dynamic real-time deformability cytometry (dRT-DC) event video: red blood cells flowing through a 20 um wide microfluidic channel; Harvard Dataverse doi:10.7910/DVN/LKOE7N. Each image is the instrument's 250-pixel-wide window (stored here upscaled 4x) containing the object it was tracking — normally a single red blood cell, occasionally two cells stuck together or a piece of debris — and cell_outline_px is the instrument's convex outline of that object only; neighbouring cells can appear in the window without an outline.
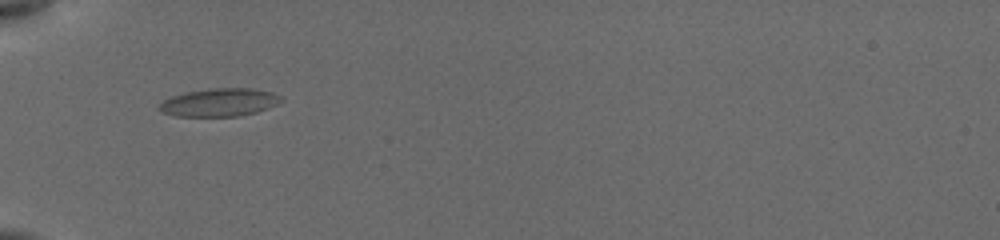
{"species": "common noctule bat (a hibernating species)", "species_latin": "Nyctalus noctula", "temperature_condition": "cold", "stored_images_in_passage": 27, "camera_frame_rate_fps": 3000, "um_per_image_px": 0.085, "animal": {"sex": "female", "body_mass_g": 19.5, "forearm_length_mm": 54.1}, "frame": {"image": 1, "passage_image": 1, "time_ms": 0.0, "image_size_px": [1000, 240], "cell_outline_px": [[284, 100], [268, 108], [256, 112], [240, 116], [176, 116], [160, 112], [156, 108], [164, 100], [172, 96], [184, 92], [208, 88], [252, 88], [272, 92], [280, 96]], "centroid_in_image_um": [18.63, 8.7], "position_along_channel_um": 66.4, "area_um2": 20.06}}
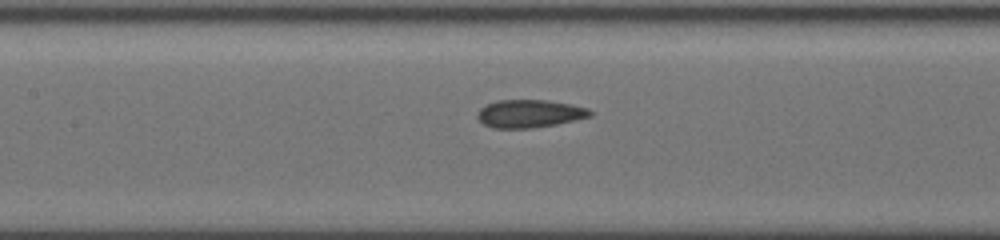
{"frame": {"image": 2, "passage_image": 11, "time_ms": 2.667, "image_size_px": [1000, 240], "cell_outline_px": [[592, 116], [556, 124], [532, 128], [492, 128], [484, 124], [476, 116], [476, 112], [484, 104], [496, 100], [548, 100], [572, 104], [588, 108], [592, 112]], "centroid_in_image_um": [44.98, 9.65], "position_along_channel_um": 162.4, "area_um2": 18.5}}
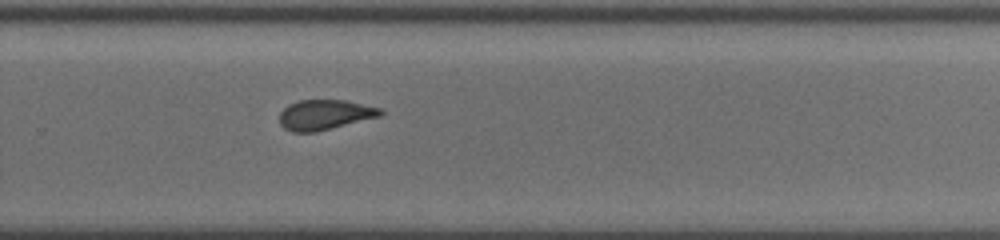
{"frame": {"image": 3, "passage_image": 27, "time_ms": 6.333, "image_size_px": [1000, 240], "cell_outline_px": [[384, 112], [380, 116], [316, 132], [292, 132], [284, 128], [280, 124], [280, 112], [288, 104], [300, 100], [348, 100], [380, 108]], "centroid_in_image_um": [27.59, 9.75], "position_along_channel_um": 302.2, "area_um2": 17.69}}